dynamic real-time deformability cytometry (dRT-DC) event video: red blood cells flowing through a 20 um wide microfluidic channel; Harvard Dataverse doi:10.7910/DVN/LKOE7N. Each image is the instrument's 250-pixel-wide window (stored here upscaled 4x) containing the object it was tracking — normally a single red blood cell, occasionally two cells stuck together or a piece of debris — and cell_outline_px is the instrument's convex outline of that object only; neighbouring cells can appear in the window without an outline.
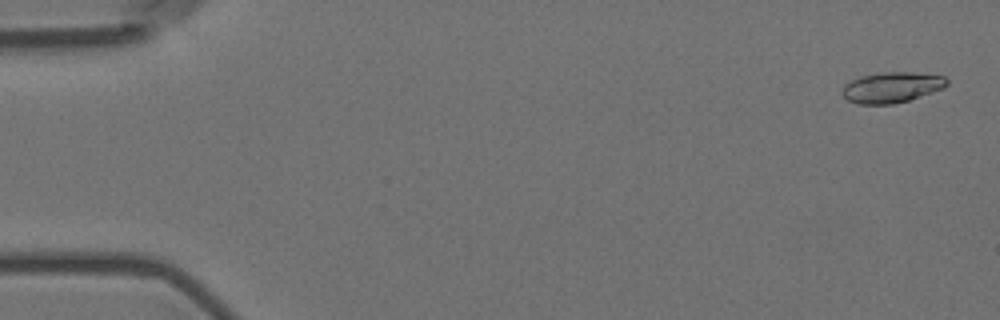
{"species": "Egyptian fruit bat (a non-hibernating species)", "species_latin": "Rousettus aegyptiacus", "temperature_condition": "room temperature", "stored_images_in_passage": 15, "camera_frame_rate_fps": 3000, "um_per_image_px": 0.085, "animal": {"sex": "female"}, "frame": {"image": 1, "passage_image": 1, "time_ms": 0.0, "image_size_px": [1000, 320], "cell_outline_px": [[948, 84], [944, 88], [908, 100], [892, 104], [856, 104], [848, 100], [840, 92], [844, 84], [860, 76], [880, 72], [916, 72], [944, 76], [948, 80]], "centroid_in_image_um": [75.78, 7.42], "position_along_channel_um": 9.2, "area_um2": 18.79}}
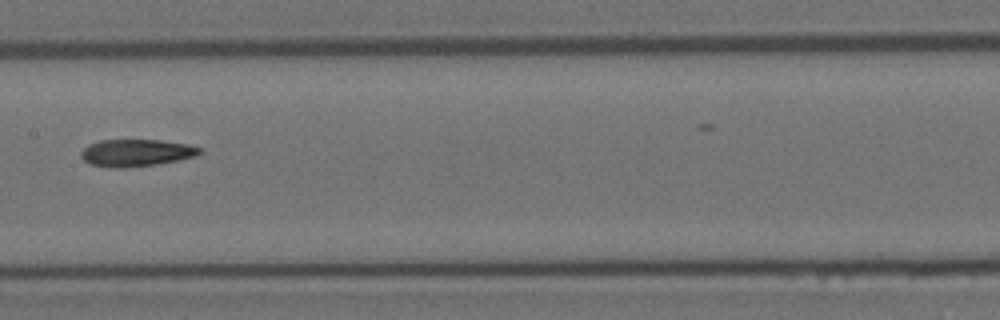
{"frame": {"image": 2, "passage_image": 8, "time_ms": 2.333, "image_size_px": [1000, 320], "cell_outline_px": [[200, 152], [196, 156], [180, 160], [156, 164], [124, 168], [108, 168], [88, 164], [80, 156], [80, 152], [88, 144], [100, 140], [160, 140], [188, 144], [200, 148]], "centroid_in_image_um": [11.53, 13.0], "position_along_channel_um": 195.9, "area_um2": 18.9}}
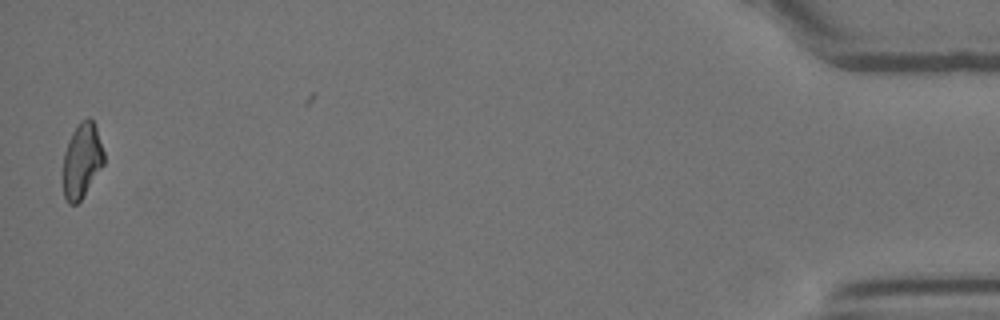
{"frame": {"image": 3, "passage_image": 15, "time_ms": 4.667, "image_size_px": [1000, 320], "cell_outline_px": [[104, 164], [80, 200], [76, 204], [68, 204], [64, 196], [64, 152], [68, 140], [72, 132], [80, 120], [88, 116], [92, 120], [96, 128], [104, 152]], "centroid_in_image_um": [6.96, 13.61], "position_along_channel_um": 428.2, "area_um2": 17.63}}